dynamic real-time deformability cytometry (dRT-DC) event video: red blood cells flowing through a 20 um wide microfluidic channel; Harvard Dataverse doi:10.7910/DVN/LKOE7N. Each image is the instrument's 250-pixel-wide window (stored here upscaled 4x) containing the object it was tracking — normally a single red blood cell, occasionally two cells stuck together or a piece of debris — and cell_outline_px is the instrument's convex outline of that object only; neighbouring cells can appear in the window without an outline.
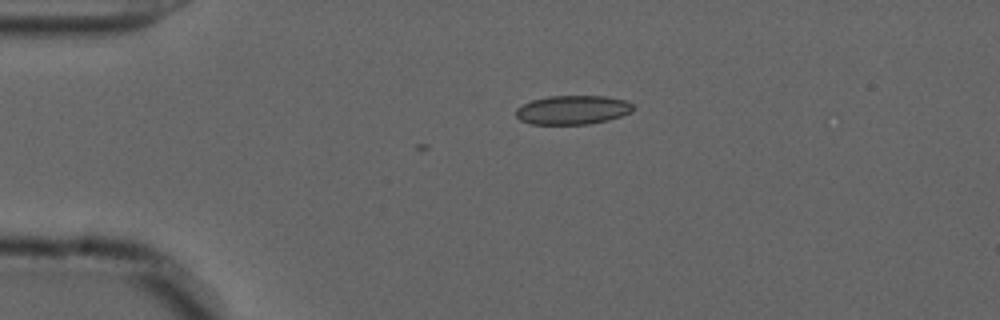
{"species": "common noctule bat (a hibernating species)", "species_latin": "Nyctalus noctula", "temperature_condition": "cold", "stored_images_in_passage": 2, "camera_frame_rate_fps": 3000, "um_per_image_px": 0.085, "animal": {"sex": "male", "forearm_length_mm": 52.5}, "frame": {"image": 1, "passage_image": 2, "time_ms": 0.333, "image_size_px": [1000, 320], "cell_outline_px": [[632, 112], [608, 120], [588, 124], [532, 124], [520, 120], [516, 116], [516, 108], [532, 100], [548, 96], [604, 96], [624, 100], [632, 104]], "centroid_in_image_um": [48.65, 9.34], "position_along_channel_um": 36.3, "area_um2": 19.65}}